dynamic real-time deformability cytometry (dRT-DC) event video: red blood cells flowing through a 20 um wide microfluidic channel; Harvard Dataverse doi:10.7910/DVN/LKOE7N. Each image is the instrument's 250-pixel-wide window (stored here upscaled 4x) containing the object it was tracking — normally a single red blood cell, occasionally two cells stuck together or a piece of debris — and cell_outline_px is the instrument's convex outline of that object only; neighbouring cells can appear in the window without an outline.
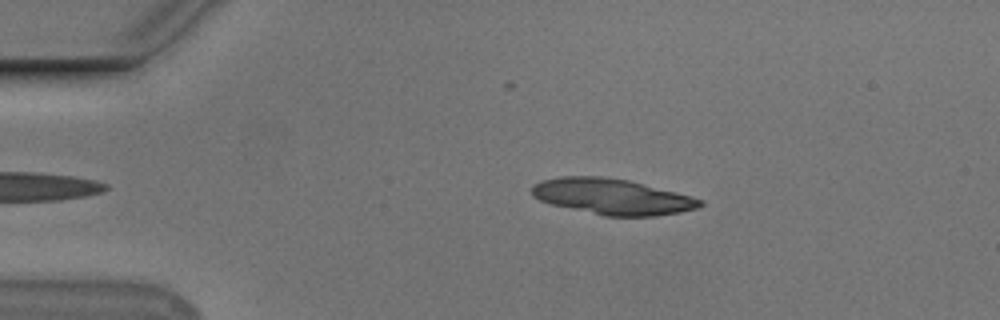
{"species": "Egyptian fruit bat (a non-hibernating species)", "species_latin": "Rousettus aegyptiacus", "temperature_condition": "cold", "stored_images_in_passage": 52, "segment_of_instrument_passage": [1, 2], "camera_frame_rate_fps": 3000, "um_per_image_px": 0.085, "animal": {"sex": "male"}, "frame": {"image": 1, "passage_image": 9, "time_ms": 2.667, "image_size_px": [1000, 320], "cell_outline_px": [[704, 204], [696, 208], [680, 212], [652, 216], [604, 216], [552, 204], [540, 200], [532, 196], [532, 184], [540, 180], [560, 176], [600, 176], [628, 180], [692, 196], [704, 200]], "centroid_in_image_um": [52.02, 16.7], "position_along_channel_um": 33.0, "area_um2": 35.03}}